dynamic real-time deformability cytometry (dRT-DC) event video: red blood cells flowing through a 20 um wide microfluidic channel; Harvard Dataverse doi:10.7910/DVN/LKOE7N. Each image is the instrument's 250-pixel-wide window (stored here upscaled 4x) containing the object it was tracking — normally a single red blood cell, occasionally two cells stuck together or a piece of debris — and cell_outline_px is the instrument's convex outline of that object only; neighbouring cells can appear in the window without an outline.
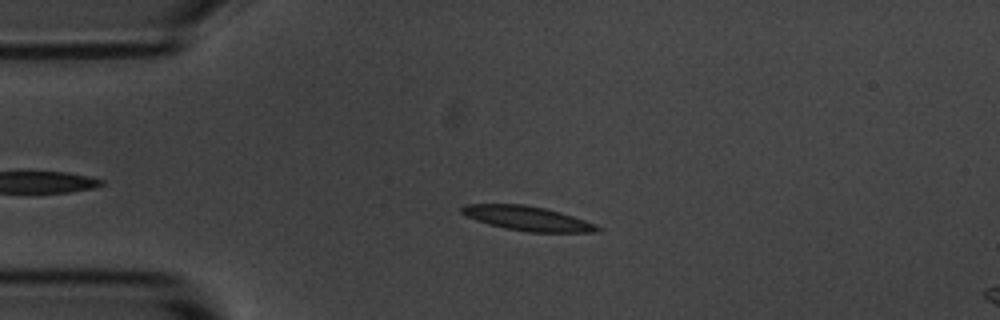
{"species": "common noctule bat (a hibernating species)", "species_latin": "Nyctalus noctula", "temperature_condition": "room temperature", "stored_images_in_passage": 45, "camera_frame_rate_fps": 3000, "um_per_image_px": 0.085, "animal": {"sex": "male", "body_mass_g": 20.1, "forearm_length_mm": 53.5}, "frame": {"image": 1, "passage_image": 12, "time_ms": 3.667, "image_size_px": [1000, 320], "cell_outline_px": [[600, 228], [596, 232], [528, 232], [504, 228], [488, 224], [476, 220], [460, 212], [460, 208], [464, 204], [524, 204], [544, 208], [560, 212], [596, 224]], "centroid_in_image_um": [44.8, 18.56], "position_along_channel_um": 40.2, "area_um2": 19.19}}
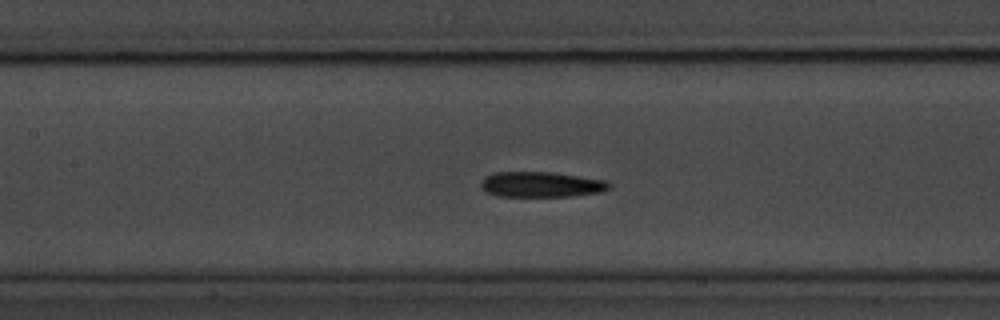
{"frame": {"image": 2, "passage_image": 24, "time_ms": 7.667, "image_size_px": [1000, 320], "cell_outline_px": [[612, 184], [608, 188], [600, 192], [572, 196], [496, 196], [488, 192], [480, 184], [480, 180], [484, 176], [492, 172], [552, 172], [604, 180]], "centroid_in_image_um": [45.96, 15.67], "position_along_channel_um": 161.4, "area_um2": 18.9}}
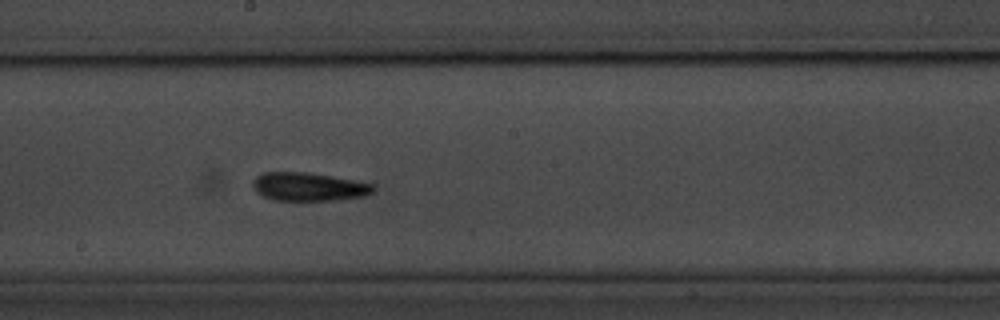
{"frame": {"image": 3, "passage_image": 29, "time_ms": 9.333, "image_size_px": [1000, 320], "cell_outline_px": [[376, 188], [372, 192], [364, 196], [336, 200], [272, 200], [260, 196], [256, 192], [252, 184], [252, 180], [256, 176], [264, 172], [308, 172], [332, 176], [376, 184]], "centroid_in_image_um": [26.22, 15.87], "position_along_channel_um": 222.0, "area_um2": 20.17}, "authors_computed_cell_mechanics": {"area_um2": 18.9584, "velocity_mm_per_s": 3.6417, "shape_relaxation_time_tau1_ms": 2.884, "shape_relaxation_time_tau2_ms": 4.0826, "deformation_change_tau1": 0.138, "deformation_change_tau2": 0.1262}}